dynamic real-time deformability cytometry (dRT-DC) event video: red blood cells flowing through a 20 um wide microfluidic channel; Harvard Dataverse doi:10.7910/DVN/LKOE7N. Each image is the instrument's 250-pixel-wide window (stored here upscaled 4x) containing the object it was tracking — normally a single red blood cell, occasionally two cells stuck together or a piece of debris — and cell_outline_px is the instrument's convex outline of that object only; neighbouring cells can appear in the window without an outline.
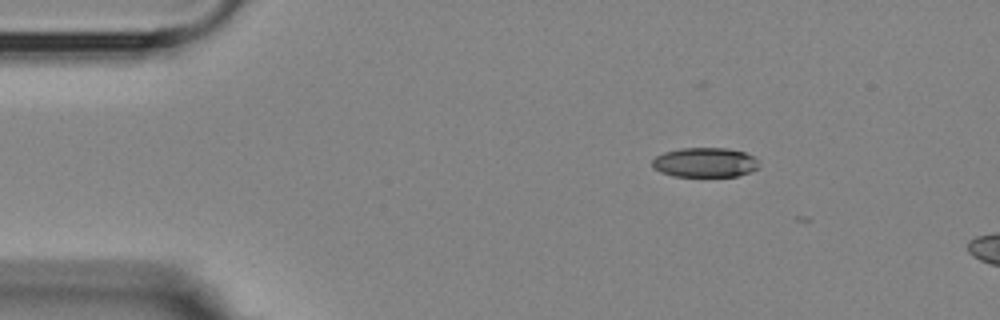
{"species": "Egyptian fruit bat (a non-hibernating species)", "species_latin": "Rousettus aegyptiacus", "temperature_condition": "room temperature", "stored_images_in_passage": 2, "camera_frame_rate_fps": 3000, "um_per_image_px": 0.085, "animal": {"sex": "female"}, "frame": {"image": 1, "passage_image": 1, "time_ms": 0.0, "image_size_px": [1000, 320], "cell_outline_px": [[760, 168], [752, 172], [736, 176], [672, 176], [660, 172], [652, 168], [652, 160], [656, 156], [664, 152], [680, 148], [728, 148], [744, 152], [752, 156], [756, 160]], "centroid_in_image_um": [59.91, 13.81], "position_along_channel_um": 25.1, "area_um2": 18.55}}